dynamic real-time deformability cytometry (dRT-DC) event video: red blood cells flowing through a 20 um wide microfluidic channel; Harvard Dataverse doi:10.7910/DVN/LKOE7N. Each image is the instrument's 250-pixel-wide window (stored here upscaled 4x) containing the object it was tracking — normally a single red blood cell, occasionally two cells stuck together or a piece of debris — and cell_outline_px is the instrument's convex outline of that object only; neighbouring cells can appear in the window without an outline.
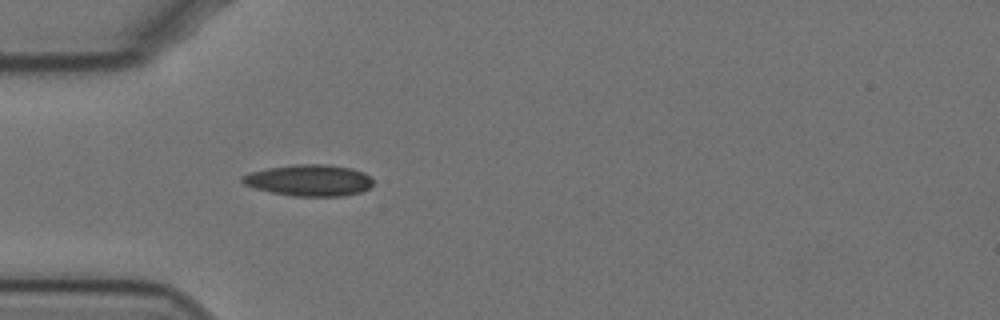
{"species": "Egyptian fruit bat (a non-hibernating species)", "species_latin": "Rousettus aegyptiacus", "temperature_condition": "cold", "stored_images_in_passage": 52, "camera_frame_rate_fps": 3000, "um_per_image_px": 0.085, "animal": {"sex": "female"}, "frame": {"image": 1, "passage_image": 11, "time_ms": 3.333, "image_size_px": [1000, 320], "cell_outline_px": [[372, 184], [368, 188], [360, 192], [344, 196], [292, 196], [272, 192], [256, 188], [244, 184], [240, 180], [240, 176], [252, 172], [268, 168], [292, 164], [328, 164], [352, 168], [364, 172], [372, 180]], "centroid_in_image_um": [26.27, 15.32], "position_along_channel_um": 58.7, "area_um2": 23.93}}
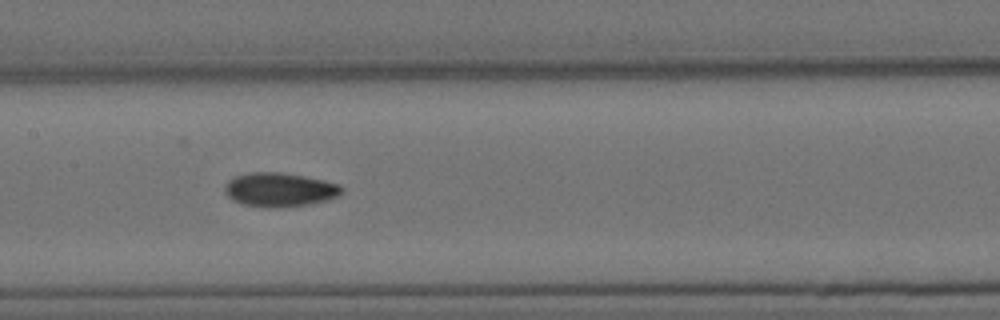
{"frame": {"image": 2, "passage_image": 22, "time_ms": 7.0, "image_size_px": [1000, 320], "cell_outline_px": [[344, 192], [328, 200], [308, 204], [276, 208], [272, 208], [244, 204], [232, 200], [224, 192], [224, 184], [228, 180], [236, 176], [248, 172], [280, 172], [304, 176], [324, 180], [340, 184], [344, 188]], "centroid_in_image_um": [23.77, 16.11], "position_along_channel_um": 183.6, "area_um2": 23.29}}
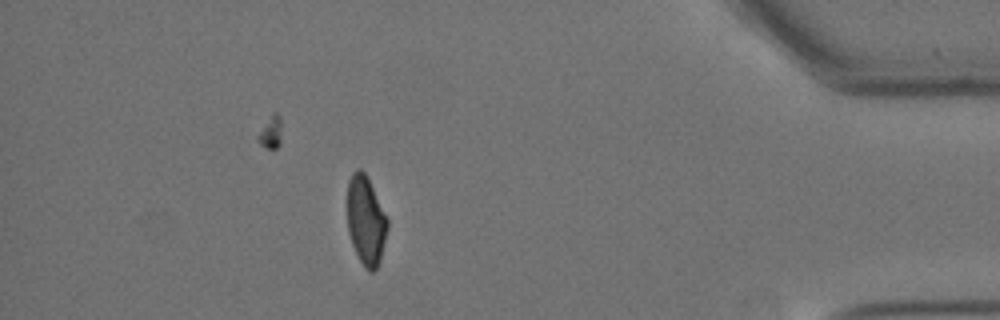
{"frame": {"image": 3, "passage_image": 45, "time_ms": 14.667, "image_size_px": [1000, 320], "cell_outline_px": [[388, 228], [380, 260], [376, 268], [372, 272], [368, 272], [364, 268], [352, 244], [348, 232], [348, 180], [352, 172], [356, 168], [360, 168], [364, 172], [388, 216]], "centroid_in_image_um": [31.11, 18.74], "position_along_channel_um": 404.1, "area_um2": 20.87}, "authors_computed_cell_mechanics": {"area_um2": 22.1374, "velocity_mm_per_s": 3.4696, "shape_relaxation_time_tau1_ms": 8.1271, "shape_relaxation_time_tau2_ms": 5.0622, "deformation_change_tau1": 0.1869, "deformation_change_tau2": 0.0792}}